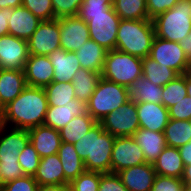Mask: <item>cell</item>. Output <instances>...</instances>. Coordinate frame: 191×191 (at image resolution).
<instances>
[{
	"mask_svg": "<svg viewBox=\"0 0 191 191\" xmlns=\"http://www.w3.org/2000/svg\"><path fill=\"white\" fill-rule=\"evenodd\" d=\"M187 96L186 74H181L163 86L162 104L169 109Z\"/></svg>",
	"mask_w": 191,
	"mask_h": 191,
	"instance_id": "cell-35",
	"label": "cell"
},
{
	"mask_svg": "<svg viewBox=\"0 0 191 191\" xmlns=\"http://www.w3.org/2000/svg\"><path fill=\"white\" fill-rule=\"evenodd\" d=\"M3 185H4V181H3V175H2L1 166H0V191L3 187Z\"/></svg>",
	"mask_w": 191,
	"mask_h": 191,
	"instance_id": "cell-56",
	"label": "cell"
},
{
	"mask_svg": "<svg viewBox=\"0 0 191 191\" xmlns=\"http://www.w3.org/2000/svg\"><path fill=\"white\" fill-rule=\"evenodd\" d=\"M30 142L27 129L0 127V162H18L19 154Z\"/></svg>",
	"mask_w": 191,
	"mask_h": 191,
	"instance_id": "cell-14",
	"label": "cell"
},
{
	"mask_svg": "<svg viewBox=\"0 0 191 191\" xmlns=\"http://www.w3.org/2000/svg\"><path fill=\"white\" fill-rule=\"evenodd\" d=\"M41 20L34 16L23 5L13 8L9 20V34L24 40H28L36 31Z\"/></svg>",
	"mask_w": 191,
	"mask_h": 191,
	"instance_id": "cell-22",
	"label": "cell"
},
{
	"mask_svg": "<svg viewBox=\"0 0 191 191\" xmlns=\"http://www.w3.org/2000/svg\"><path fill=\"white\" fill-rule=\"evenodd\" d=\"M101 173L85 171L70 183V191H98Z\"/></svg>",
	"mask_w": 191,
	"mask_h": 191,
	"instance_id": "cell-36",
	"label": "cell"
},
{
	"mask_svg": "<svg viewBox=\"0 0 191 191\" xmlns=\"http://www.w3.org/2000/svg\"><path fill=\"white\" fill-rule=\"evenodd\" d=\"M41 157L34 146L29 142L19 154L18 162L25 175L34 176L39 166Z\"/></svg>",
	"mask_w": 191,
	"mask_h": 191,
	"instance_id": "cell-37",
	"label": "cell"
},
{
	"mask_svg": "<svg viewBox=\"0 0 191 191\" xmlns=\"http://www.w3.org/2000/svg\"><path fill=\"white\" fill-rule=\"evenodd\" d=\"M132 137L142 149L146 163L153 164L167 146L164 132L139 128Z\"/></svg>",
	"mask_w": 191,
	"mask_h": 191,
	"instance_id": "cell-23",
	"label": "cell"
},
{
	"mask_svg": "<svg viewBox=\"0 0 191 191\" xmlns=\"http://www.w3.org/2000/svg\"><path fill=\"white\" fill-rule=\"evenodd\" d=\"M184 186L182 179L156 174L151 191H183Z\"/></svg>",
	"mask_w": 191,
	"mask_h": 191,
	"instance_id": "cell-40",
	"label": "cell"
},
{
	"mask_svg": "<svg viewBox=\"0 0 191 191\" xmlns=\"http://www.w3.org/2000/svg\"><path fill=\"white\" fill-rule=\"evenodd\" d=\"M60 45L67 52H76L89 39V27L79 16L59 18Z\"/></svg>",
	"mask_w": 191,
	"mask_h": 191,
	"instance_id": "cell-13",
	"label": "cell"
},
{
	"mask_svg": "<svg viewBox=\"0 0 191 191\" xmlns=\"http://www.w3.org/2000/svg\"><path fill=\"white\" fill-rule=\"evenodd\" d=\"M128 89L131 99L136 103L162 104L163 87L153 84L144 76L138 78Z\"/></svg>",
	"mask_w": 191,
	"mask_h": 191,
	"instance_id": "cell-29",
	"label": "cell"
},
{
	"mask_svg": "<svg viewBox=\"0 0 191 191\" xmlns=\"http://www.w3.org/2000/svg\"><path fill=\"white\" fill-rule=\"evenodd\" d=\"M155 29L152 20H123L118 25L116 49L144 59L150 55Z\"/></svg>",
	"mask_w": 191,
	"mask_h": 191,
	"instance_id": "cell-3",
	"label": "cell"
},
{
	"mask_svg": "<svg viewBox=\"0 0 191 191\" xmlns=\"http://www.w3.org/2000/svg\"><path fill=\"white\" fill-rule=\"evenodd\" d=\"M98 191H128L117 173H101Z\"/></svg>",
	"mask_w": 191,
	"mask_h": 191,
	"instance_id": "cell-43",
	"label": "cell"
},
{
	"mask_svg": "<svg viewBox=\"0 0 191 191\" xmlns=\"http://www.w3.org/2000/svg\"><path fill=\"white\" fill-rule=\"evenodd\" d=\"M84 2H96L102 4H113V0H84Z\"/></svg>",
	"mask_w": 191,
	"mask_h": 191,
	"instance_id": "cell-54",
	"label": "cell"
},
{
	"mask_svg": "<svg viewBox=\"0 0 191 191\" xmlns=\"http://www.w3.org/2000/svg\"><path fill=\"white\" fill-rule=\"evenodd\" d=\"M140 128L164 132L169 121V110L163 104L142 102L136 103Z\"/></svg>",
	"mask_w": 191,
	"mask_h": 191,
	"instance_id": "cell-17",
	"label": "cell"
},
{
	"mask_svg": "<svg viewBox=\"0 0 191 191\" xmlns=\"http://www.w3.org/2000/svg\"><path fill=\"white\" fill-rule=\"evenodd\" d=\"M60 39L59 18L41 21L27 40L29 55L48 56L61 48Z\"/></svg>",
	"mask_w": 191,
	"mask_h": 191,
	"instance_id": "cell-10",
	"label": "cell"
},
{
	"mask_svg": "<svg viewBox=\"0 0 191 191\" xmlns=\"http://www.w3.org/2000/svg\"><path fill=\"white\" fill-rule=\"evenodd\" d=\"M113 4H102L96 2H84L81 4L78 15H88L97 13H107Z\"/></svg>",
	"mask_w": 191,
	"mask_h": 191,
	"instance_id": "cell-46",
	"label": "cell"
},
{
	"mask_svg": "<svg viewBox=\"0 0 191 191\" xmlns=\"http://www.w3.org/2000/svg\"><path fill=\"white\" fill-rule=\"evenodd\" d=\"M142 67V76L157 86L163 87L168 82L179 76L176 71L168 67H160L159 64L149 56L142 60Z\"/></svg>",
	"mask_w": 191,
	"mask_h": 191,
	"instance_id": "cell-34",
	"label": "cell"
},
{
	"mask_svg": "<svg viewBox=\"0 0 191 191\" xmlns=\"http://www.w3.org/2000/svg\"><path fill=\"white\" fill-rule=\"evenodd\" d=\"M152 21L156 37L180 42L191 30V0H179L172 9L159 14Z\"/></svg>",
	"mask_w": 191,
	"mask_h": 191,
	"instance_id": "cell-4",
	"label": "cell"
},
{
	"mask_svg": "<svg viewBox=\"0 0 191 191\" xmlns=\"http://www.w3.org/2000/svg\"><path fill=\"white\" fill-rule=\"evenodd\" d=\"M102 128L114 137L133 136L140 128L137 116L136 102L132 99L103 117Z\"/></svg>",
	"mask_w": 191,
	"mask_h": 191,
	"instance_id": "cell-8",
	"label": "cell"
},
{
	"mask_svg": "<svg viewBox=\"0 0 191 191\" xmlns=\"http://www.w3.org/2000/svg\"><path fill=\"white\" fill-rule=\"evenodd\" d=\"M22 5V0H0V9L16 8Z\"/></svg>",
	"mask_w": 191,
	"mask_h": 191,
	"instance_id": "cell-51",
	"label": "cell"
},
{
	"mask_svg": "<svg viewBox=\"0 0 191 191\" xmlns=\"http://www.w3.org/2000/svg\"><path fill=\"white\" fill-rule=\"evenodd\" d=\"M65 178L71 182L86 171L84 161L77 154L71 143L62 142L58 150Z\"/></svg>",
	"mask_w": 191,
	"mask_h": 191,
	"instance_id": "cell-28",
	"label": "cell"
},
{
	"mask_svg": "<svg viewBox=\"0 0 191 191\" xmlns=\"http://www.w3.org/2000/svg\"><path fill=\"white\" fill-rule=\"evenodd\" d=\"M30 142L41 158L58 154L62 140L60 131L45 125L28 129Z\"/></svg>",
	"mask_w": 191,
	"mask_h": 191,
	"instance_id": "cell-18",
	"label": "cell"
},
{
	"mask_svg": "<svg viewBox=\"0 0 191 191\" xmlns=\"http://www.w3.org/2000/svg\"><path fill=\"white\" fill-rule=\"evenodd\" d=\"M181 179L184 182L185 186L191 187V165L185 166L184 173Z\"/></svg>",
	"mask_w": 191,
	"mask_h": 191,
	"instance_id": "cell-52",
	"label": "cell"
},
{
	"mask_svg": "<svg viewBox=\"0 0 191 191\" xmlns=\"http://www.w3.org/2000/svg\"><path fill=\"white\" fill-rule=\"evenodd\" d=\"M96 123L97 121L88 112L74 117L59 130L62 142L71 144L78 142Z\"/></svg>",
	"mask_w": 191,
	"mask_h": 191,
	"instance_id": "cell-30",
	"label": "cell"
},
{
	"mask_svg": "<svg viewBox=\"0 0 191 191\" xmlns=\"http://www.w3.org/2000/svg\"><path fill=\"white\" fill-rule=\"evenodd\" d=\"M24 74L28 86L44 88L53 82L54 67L48 56L29 55Z\"/></svg>",
	"mask_w": 191,
	"mask_h": 191,
	"instance_id": "cell-15",
	"label": "cell"
},
{
	"mask_svg": "<svg viewBox=\"0 0 191 191\" xmlns=\"http://www.w3.org/2000/svg\"><path fill=\"white\" fill-rule=\"evenodd\" d=\"M168 110L170 119L191 121V97L185 96Z\"/></svg>",
	"mask_w": 191,
	"mask_h": 191,
	"instance_id": "cell-42",
	"label": "cell"
},
{
	"mask_svg": "<svg viewBox=\"0 0 191 191\" xmlns=\"http://www.w3.org/2000/svg\"><path fill=\"white\" fill-rule=\"evenodd\" d=\"M75 53L79 59L81 68L95 71L100 74L102 73L107 50L94 40L89 39L83 44V47H80Z\"/></svg>",
	"mask_w": 191,
	"mask_h": 191,
	"instance_id": "cell-26",
	"label": "cell"
},
{
	"mask_svg": "<svg viewBox=\"0 0 191 191\" xmlns=\"http://www.w3.org/2000/svg\"><path fill=\"white\" fill-rule=\"evenodd\" d=\"M43 89L48 106H65L66 104H73V99H76L71 82H52Z\"/></svg>",
	"mask_w": 191,
	"mask_h": 191,
	"instance_id": "cell-33",
	"label": "cell"
},
{
	"mask_svg": "<svg viewBox=\"0 0 191 191\" xmlns=\"http://www.w3.org/2000/svg\"><path fill=\"white\" fill-rule=\"evenodd\" d=\"M47 108L44 89L27 85L19 96L5 106L2 124L27 130L43 125Z\"/></svg>",
	"mask_w": 191,
	"mask_h": 191,
	"instance_id": "cell-1",
	"label": "cell"
},
{
	"mask_svg": "<svg viewBox=\"0 0 191 191\" xmlns=\"http://www.w3.org/2000/svg\"><path fill=\"white\" fill-rule=\"evenodd\" d=\"M85 112H87L86 104L77 99H73V104H66L65 106H48L43 125L60 130L74 117Z\"/></svg>",
	"mask_w": 191,
	"mask_h": 191,
	"instance_id": "cell-19",
	"label": "cell"
},
{
	"mask_svg": "<svg viewBox=\"0 0 191 191\" xmlns=\"http://www.w3.org/2000/svg\"><path fill=\"white\" fill-rule=\"evenodd\" d=\"M181 49L184 51L186 58L191 63V30L189 34L179 42Z\"/></svg>",
	"mask_w": 191,
	"mask_h": 191,
	"instance_id": "cell-49",
	"label": "cell"
},
{
	"mask_svg": "<svg viewBox=\"0 0 191 191\" xmlns=\"http://www.w3.org/2000/svg\"><path fill=\"white\" fill-rule=\"evenodd\" d=\"M0 166L4 184L13 181L15 179H18L19 177H23L25 175L22 171L19 162H10V163L0 162Z\"/></svg>",
	"mask_w": 191,
	"mask_h": 191,
	"instance_id": "cell-45",
	"label": "cell"
},
{
	"mask_svg": "<svg viewBox=\"0 0 191 191\" xmlns=\"http://www.w3.org/2000/svg\"><path fill=\"white\" fill-rule=\"evenodd\" d=\"M26 86L24 70L0 69V99L4 106L19 96Z\"/></svg>",
	"mask_w": 191,
	"mask_h": 191,
	"instance_id": "cell-24",
	"label": "cell"
},
{
	"mask_svg": "<svg viewBox=\"0 0 191 191\" xmlns=\"http://www.w3.org/2000/svg\"><path fill=\"white\" fill-rule=\"evenodd\" d=\"M78 16L88 24L90 39L107 51L116 49L118 25L121 18L113 7L107 13Z\"/></svg>",
	"mask_w": 191,
	"mask_h": 191,
	"instance_id": "cell-7",
	"label": "cell"
},
{
	"mask_svg": "<svg viewBox=\"0 0 191 191\" xmlns=\"http://www.w3.org/2000/svg\"><path fill=\"white\" fill-rule=\"evenodd\" d=\"M142 60L117 49L107 51L101 77L129 88L142 76Z\"/></svg>",
	"mask_w": 191,
	"mask_h": 191,
	"instance_id": "cell-6",
	"label": "cell"
},
{
	"mask_svg": "<svg viewBox=\"0 0 191 191\" xmlns=\"http://www.w3.org/2000/svg\"><path fill=\"white\" fill-rule=\"evenodd\" d=\"M28 58L26 40L10 34L0 37V69L24 70Z\"/></svg>",
	"mask_w": 191,
	"mask_h": 191,
	"instance_id": "cell-12",
	"label": "cell"
},
{
	"mask_svg": "<svg viewBox=\"0 0 191 191\" xmlns=\"http://www.w3.org/2000/svg\"><path fill=\"white\" fill-rule=\"evenodd\" d=\"M184 166L191 165V141L178 148Z\"/></svg>",
	"mask_w": 191,
	"mask_h": 191,
	"instance_id": "cell-48",
	"label": "cell"
},
{
	"mask_svg": "<svg viewBox=\"0 0 191 191\" xmlns=\"http://www.w3.org/2000/svg\"><path fill=\"white\" fill-rule=\"evenodd\" d=\"M183 191H191V187L184 186Z\"/></svg>",
	"mask_w": 191,
	"mask_h": 191,
	"instance_id": "cell-57",
	"label": "cell"
},
{
	"mask_svg": "<svg viewBox=\"0 0 191 191\" xmlns=\"http://www.w3.org/2000/svg\"><path fill=\"white\" fill-rule=\"evenodd\" d=\"M149 57L160 67H168L179 75L191 73V63L186 58L179 42L167 41L155 36Z\"/></svg>",
	"mask_w": 191,
	"mask_h": 191,
	"instance_id": "cell-9",
	"label": "cell"
},
{
	"mask_svg": "<svg viewBox=\"0 0 191 191\" xmlns=\"http://www.w3.org/2000/svg\"><path fill=\"white\" fill-rule=\"evenodd\" d=\"M146 163L142 149L132 136L115 137L111 155V172Z\"/></svg>",
	"mask_w": 191,
	"mask_h": 191,
	"instance_id": "cell-11",
	"label": "cell"
},
{
	"mask_svg": "<svg viewBox=\"0 0 191 191\" xmlns=\"http://www.w3.org/2000/svg\"><path fill=\"white\" fill-rule=\"evenodd\" d=\"M115 137L97 122L78 142L75 150L84 161L86 171L111 172V155Z\"/></svg>",
	"mask_w": 191,
	"mask_h": 191,
	"instance_id": "cell-2",
	"label": "cell"
},
{
	"mask_svg": "<svg viewBox=\"0 0 191 191\" xmlns=\"http://www.w3.org/2000/svg\"><path fill=\"white\" fill-rule=\"evenodd\" d=\"M186 89L187 95L191 97V73H186Z\"/></svg>",
	"mask_w": 191,
	"mask_h": 191,
	"instance_id": "cell-53",
	"label": "cell"
},
{
	"mask_svg": "<svg viewBox=\"0 0 191 191\" xmlns=\"http://www.w3.org/2000/svg\"><path fill=\"white\" fill-rule=\"evenodd\" d=\"M13 8L0 9V37L9 34V20Z\"/></svg>",
	"mask_w": 191,
	"mask_h": 191,
	"instance_id": "cell-47",
	"label": "cell"
},
{
	"mask_svg": "<svg viewBox=\"0 0 191 191\" xmlns=\"http://www.w3.org/2000/svg\"><path fill=\"white\" fill-rule=\"evenodd\" d=\"M84 0H52L54 19L78 16Z\"/></svg>",
	"mask_w": 191,
	"mask_h": 191,
	"instance_id": "cell-39",
	"label": "cell"
},
{
	"mask_svg": "<svg viewBox=\"0 0 191 191\" xmlns=\"http://www.w3.org/2000/svg\"><path fill=\"white\" fill-rule=\"evenodd\" d=\"M179 0H146L149 19H154L161 13L172 9Z\"/></svg>",
	"mask_w": 191,
	"mask_h": 191,
	"instance_id": "cell-44",
	"label": "cell"
},
{
	"mask_svg": "<svg viewBox=\"0 0 191 191\" xmlns=\"http://www.w3.org/2000/svg\"><path fill=\"white\" fill-rule=\"evenodd\" d=\"M38 191H70V186H69V184L39 185Z\"/></svg>",
	"mask_w": 191,
	"mask_h": 191,
	"instance_id": "cell-50",
	"label": "cell"
},
{
	"mask_svg": "<svg viewBox=\"0 0 191 191\" xmlns=\"http://www.w3.org/2000/svg\"><path fill=\"white\" fill-rule=\"evenodd\" d=\"M166 145L179 148L191 141V121L169 119L164 130Z\"/></svg>",
	"mask_w": 191,
	"mask_h": 191,
	"instance_id": "cell-31",
	"label": "cell"
},
{
	"mask_svg": "<svg viewBox=\"0 0 191 191\" xmlns=\"http://www.w3.org/2000/svg\"><path fill=\"white\" fill-rule=\"evenodd\" d=\"M117 174L128 191H151L156 176L151 163L129 167Z\"/></svg>",
	"mask_w": 191,
	"mask_h": 191,
	"instance_id": "cell-16",
	"label": "cell"
},
{
	"mask_svg": "<svg viewBox=\"0 0 191 191\" xmlns=\"http://www.w3.org/2000/svg\"><path fill=\"white\" fill-rule=\"evenodd\" d=\"M4 112H5V106L3 105V103L0 99V118H2Z\"/></svg>",
	"mask_w": 191,
	"mask_h": 191,
	"instance_id": "cell-55",
	"label": "cell"
},
{
	"mask_svg": "<svg viewBox=\"0 0 191 191\" xmlns=\"http://www.w3.org/2000/svg\"><path fill=\"white\" fill-rule=\"evenodd\" d=\"M38 183L33 176L24 175L3 185L1 191H38Z\"/></svg>",
	"mask_w": 191,
	"mask_h": 191,
	"instance_id": "cell-41",
	"label": "cell"
},
{
	"mask_svg": "<svg viewBox=\"0 0 191 191\" xmlns=\"http://www.w3.org/2000/svg\"><path fill=\"white\" fill-rule=\"evenodd\" d=\"M113 8L123 20H151L148 17L146 0H113Z\"/></svg>",
	"mask_w": 191,
	"mask_h": 191,
	"instance_id": "cell-32",
	"label": "cell"
},
{
	"mask_svg": "<svg viewBox=\"0 0 191 191\" xmlns=\"http://www.w3.org/2000/svg\"><path fill=\"white\" fill-rule=\"evenodd\" d=\"M131 99L129 89L103 77L97 82L95 91L86 104L87 112L97 121Z\"/></svg>",
	"mask_w": 191,
	"mask_h": 191,
	"instance_id": "cell-5",
	"label": "cell"
},
{
	"mask_svg": "<svg viewBox=\"0 0 191 191\" xmlns=\"http://www.w3.org/2000/svg\"><path fill=\"white\" fill-rule=\"evenodd\" d=\"M101 74L95 71H90L80 68L72 77L71 83L73 84L75 98L87 104L91 95L95 91L98 80Z\"/></svg>",
	"mask_w": 191,
	"mask_h": 191,
	"instance_id": "cell-27",
	"label": "cell"
},
{
	"mask_svg": "<svg viewBox=\"0 0 191 191\" xmlns=\"http://www.w3.org/2000/svg\"><path fill=\"white\" fill-rule=\"evenodd\" d=\"M33 177L38 185H63L70 183L65 178L58 154L41 158Z\"/></svg>",
	"mask_w": 191,
	"mask_h": 191,
	"instance_id": "cell-21",
	"label": "cell"
},
{
	"mask_svg": "<svg viewBox=\"0 0 191 191\" xmlns=\"http://www.w3.org/2000/svg\"><path fill=\"white\" fill-rule=\"evenodd\" d=\"M48 58L54 67L53 82H71L76 71L81 68L75 52L60 48L49 54Z\"/></svg>",
	"mask_w": 191,
	"mask_h": 191,
	"instance_id": "cell-20",
	"label": "cell"
},
{
	"mask_svg": "<svg viewBox=\"0 0 191 191\" xmlns=\"http://www.w3.org/2000/svg\"><path fill=\"white\" fill-rule=\"evenodd\" d=\"M22 5L41 21L54 19L52 0H22Z\"/></svg>",
	"mask_w": 191,
	"mask_h": 191,
	"instance_id": "cell-38",
	"label": "cell"
},
{
	"mask_svg": "<svg viewBox=\"0 0 191 191\" xmlns=\"http://www.w3.org/2000/svg\"><path fill=\"white\" fill-rule=\"evenodd\" d=\"M157 175L181 179L184 173V163L178 148L166 146L153 162Z\"/></svg>",
	"mask_w": 191,
	"mask_h": 191,
	"instance_id": "cell-25",
	"label": "cell"
}]
</instances>
